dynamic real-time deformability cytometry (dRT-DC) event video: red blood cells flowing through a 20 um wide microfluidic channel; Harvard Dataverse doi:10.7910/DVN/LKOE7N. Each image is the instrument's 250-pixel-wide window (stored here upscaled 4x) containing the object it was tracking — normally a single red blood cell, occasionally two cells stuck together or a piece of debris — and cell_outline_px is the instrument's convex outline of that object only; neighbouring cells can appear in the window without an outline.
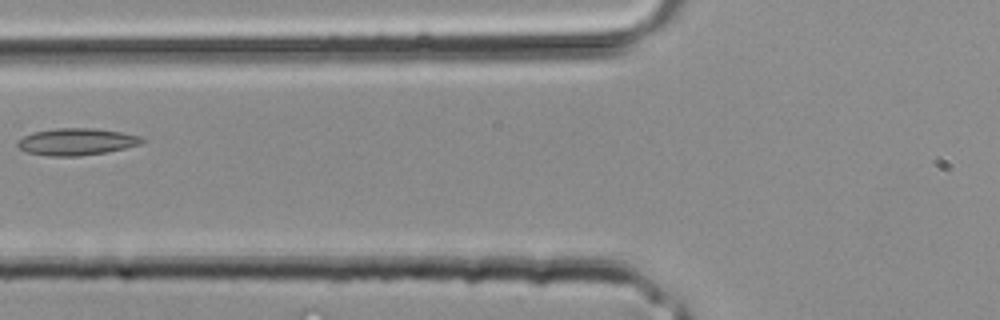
{"species": "common noctule bat (a hibernating species)", "species_latin": "Nyctalus noctula", "temperature_condition": "room temperature", "stored_images_in_passage": 24, "camera_frame_rate_fps": 3000, "um_per_image_px": 0.085, "animal": {"sex": "male", "body_mass_g": 20.4}, "frame": {"image": 1, "passage_image": 6, "time_ms": 1.667, "image_size_px": [1000, 320], "cell_outline_px": [[148, 140], [144, 144], [108, 152], [80, 156], [48, 156], [24, 152], [16, 144], [24, 136], [32, 132], [56, 128], [96, 128], [120, 132], [140, 136]], "centroid_in_image_um": [6.56, 12.05], "position_along_channel_um": 119.2, "area_um2": 19.83}}
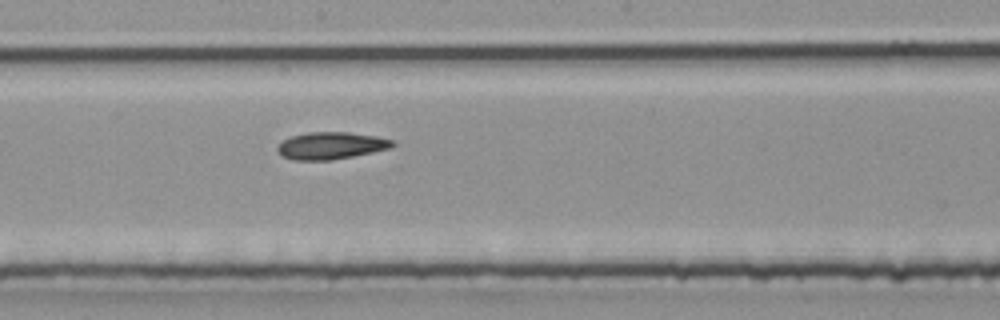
{"frame": {"image": 2, "passage_image": 11, "time_ms": 3.333, "image_size_px": [1000, 320], "cell_outline_px": [[396, 144], [392, 148], [332, 160], [292, 160], [284, 156], [276, 148], [284, 140], [292, 136], [308, 132], [348, 132], [376, 136], [396, 140]], "centroid_in_image_um": [28.2, 12.37], "position_along_channel_um": 220.0, "area_um2": 18.15}}
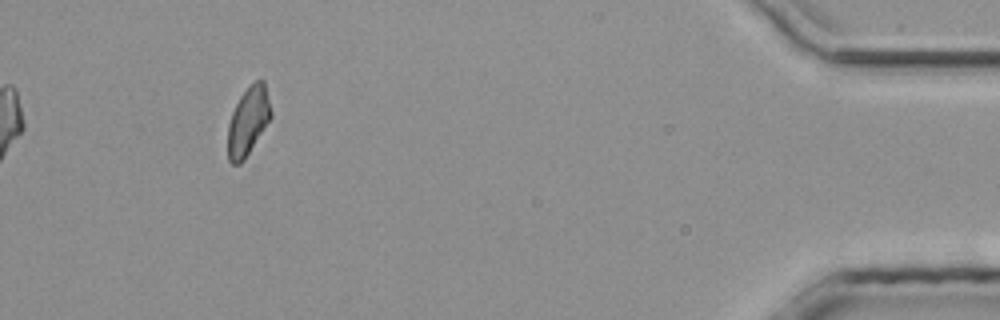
{"frame": {"image": 3, "passage_image": 24, "time_ms": 7.667, "image_size_px": [1000, 320], "cell_outline_px": [[272, 116], [244, 160], [240, 164], [232, 164], [228, 160], [228, 124], [232, 112], [240, 96], [256, 80], [264, 80], [272, 112]], "centroid_in_image_um": [21.09, 10.31], "position_along_channel_um": 414.1, "area_um2": 16.99}}